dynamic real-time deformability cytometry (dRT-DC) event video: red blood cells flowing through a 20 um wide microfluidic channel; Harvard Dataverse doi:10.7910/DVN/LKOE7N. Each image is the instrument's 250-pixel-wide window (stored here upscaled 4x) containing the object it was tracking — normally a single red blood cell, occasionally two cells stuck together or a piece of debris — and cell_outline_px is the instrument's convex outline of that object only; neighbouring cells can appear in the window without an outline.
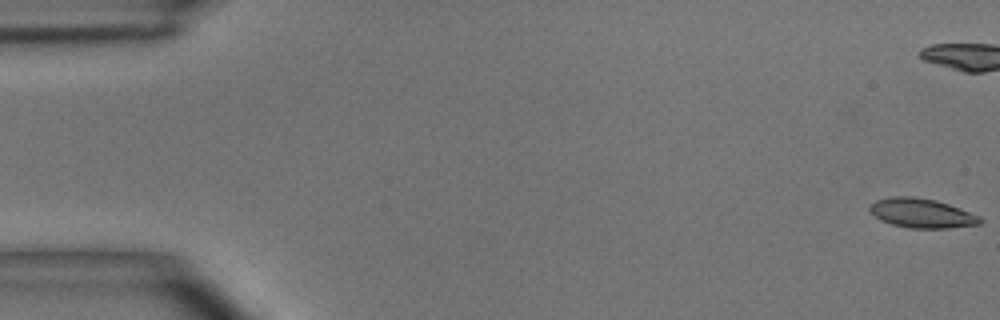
{"species": "common noctule bat (a hibernating species)", "species_latin": "Nyctalus noctula", "temperature_condition": "room temperature", "stored_images_in_passage": 52, "camera_frame_rate_fps": 3000, "um_per_image_px": 0.085, "animal": {"sex": "male", "body_mass_g": 15.6}, "frame": {"image": 1, "passage_image": 1, "time_ms": 0.0, "image_size_px": [1000, 320], "cell_outline_px": [[984, 220], [980, 224], [948, 228], [912, 228], [892, 224], [880, 220], [868, 208], [876, 200], [892, 196], [912, 196], [936, 200], [960, 208], [980, 216]], "centroid_in_image_um": [78.37, 18.11], "position_along_channel_um": 6.6, "area_um2": 18.79}}
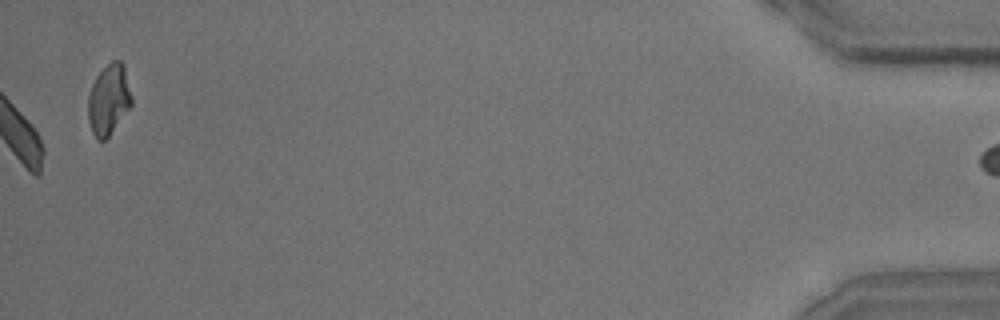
{"frame": {"image": 2, "passage_image": 52, "time_ms": 17.0, "image_size_px": [1000, 320], "cell_outline_px": [[132, 104], [108, 136], [104, 140], [96, 140], [92, 132], [88, 120], [88, 96], [92, 84], [96, 76], [112, 60], [120, 60], [124, 64], [132, 96]], "centroid_in_image_um": [9.24, 8.45], "position_along_channel_um": 426.0, "area_um2": 17.8}, "authors_computed_cell_mechanics": {"area_um2": 19.0162, "velocity_mm_per_s": 3.9264, "shape_relaxation_time_tau1_ms": 4.0369, "shape_relaxation_time_tau2_ms": 5.5227, "deformation_change_tau1": 0.1544, "deformation_change_tau2": 0.0954}}